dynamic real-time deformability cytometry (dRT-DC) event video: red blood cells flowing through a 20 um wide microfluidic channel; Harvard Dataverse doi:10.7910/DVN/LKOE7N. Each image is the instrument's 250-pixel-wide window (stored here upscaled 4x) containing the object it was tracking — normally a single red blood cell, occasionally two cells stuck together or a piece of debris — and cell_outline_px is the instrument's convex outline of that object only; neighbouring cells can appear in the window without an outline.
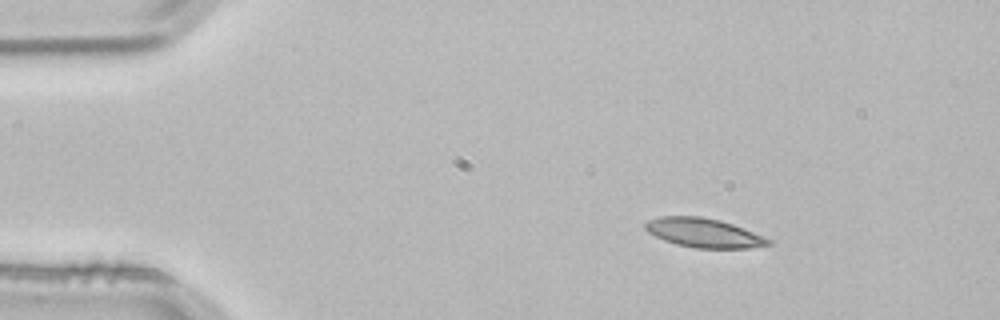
{"species": "common noctule bat (a hibernating species)", "species_latin": "Nyctalus noctula", "temperature_condition": "room temperature", "stored_images_in_passage": 2, "camera_frame_rate_fps": 3000, "um_per_image_px": 0.085, "animal": {"sex": "male", "body_mass_g": 21.5, "forearm_length_mm": 52.0}, "frame": {"image": 1, "passage_image": 1, "time_ms": 0.0, "image_size_px": [1000, 320], "cell_outline_px": [[772, 244], [748, 248], [696, 248], [676, 244], [664, 240], [648, 232], [644, 228], [644, 224], [648, 220], [660, 216], [700, 216], [720, 220], [732, 224], [772, 240]], "centroid_in_image_um": [59.79, 19.79], "position_along_channel_um": 25.2, "area_um2": 20.75}}